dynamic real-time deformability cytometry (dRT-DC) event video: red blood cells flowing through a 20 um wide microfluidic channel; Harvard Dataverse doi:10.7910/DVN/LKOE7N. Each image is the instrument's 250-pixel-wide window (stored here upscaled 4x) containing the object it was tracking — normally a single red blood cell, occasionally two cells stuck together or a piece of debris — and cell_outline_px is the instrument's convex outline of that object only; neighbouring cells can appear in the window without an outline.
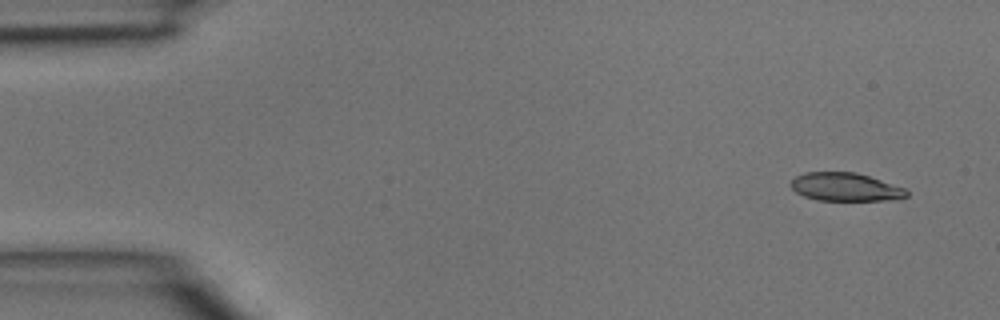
{"species": "common noctule bat (a hibernating species)", "species_latin": "Nyctalus noctula", "temperature_condition": "room temperature", "stored_images_in_passage": 43, "camera_frame_rate_fps": 3000, "um_per_image_px": 0.085, "animal": {"sex": "male", "body_mass_g": 15.6}, "frame": {"image": 1, "passage_image": 1, "time_ms": 0.0, "image_size_px": [1000, 320], "cell_outline_px": [[908, 196], [884, 200], [816, 200], [804, 196], [796, 192], [788, 184], [796, 176], [804, 172], [856, 172], [904, 188], [908, 192]], "centroid_in_image_um": [71.79, 15.89], "position_along_channel_um": 13.2, "area_um2": 18.84}}
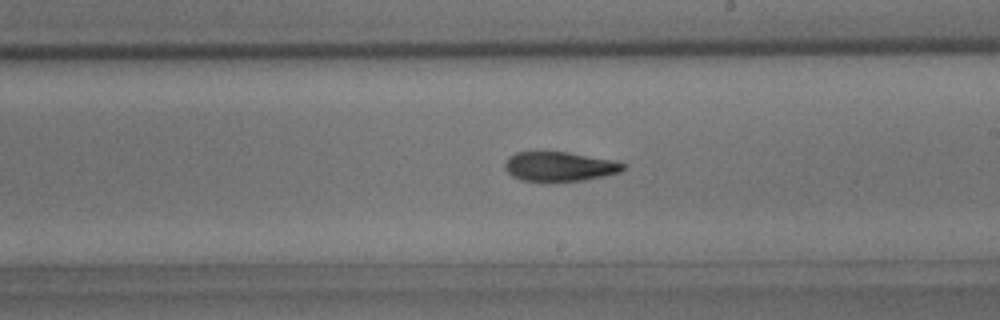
{"frame": {"image": 2, "passage_image": 24, "time_ms": 7.667, "image_size_px": [1000, 320], "cell_outline_px": [[624, 168], [620, 172], [604, 176], [584, 180], [520, 180], [512, 176], [504, 168], [504, 164], [508, 156], [516, 152], [568, 152], [608, 160], [624, 164]], "centroid_in_image_um": [47.49, 14.14], "position_along_channel_um": 241.5, "area_um2": 19.77}}
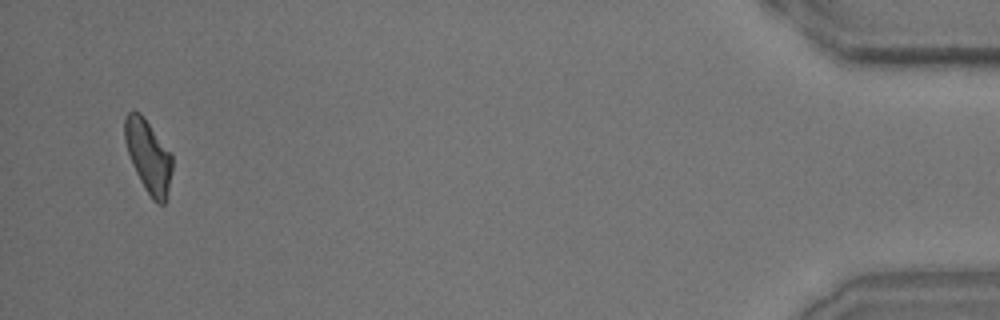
{"frame": {"image": 3, "passage_image": 42, "time_ms": 13.667, "image_size_px": [1000, 320], "cell_outline_px": [[172, 172], [164, 204], [160, 204], [152, 200], [144, 188], [132, 164], [124, 140], [124, 116], [128, 112], [140, 112], [172, 156]], "centroid_in_image_um": [12.58, 13.29], "position_along_channel_um": 422.6, "area_um2": 19.71}}